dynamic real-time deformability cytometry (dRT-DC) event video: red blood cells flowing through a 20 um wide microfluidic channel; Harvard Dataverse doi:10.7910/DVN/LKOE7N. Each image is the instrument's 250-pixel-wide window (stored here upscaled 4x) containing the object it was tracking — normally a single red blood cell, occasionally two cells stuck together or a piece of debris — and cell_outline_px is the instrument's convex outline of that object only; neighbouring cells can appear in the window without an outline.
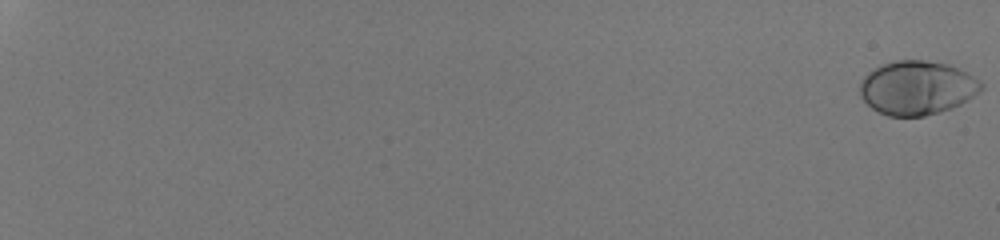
{"species": "human", "species_latin": "Homo sapiens", "temperature_condition": "room temperature", "stored_images_in_passage": 56, "camera_frame_rate_fps": 3000, "um_per_image_px": 0.085, "donor": {"sex": "male"}, "frame": {"image": 1, "passage_image": 1, "time_ms": 0.0, "image_size_px": [1000, 240], "cell_outline_px": [[984, 88], [980, 92], [960, 104], [952, 108], [924, 116], [888, 116], [872, 108], [860, 96], [860, 80], [872, 68], [880, 64], [896, 60], [924, 60], [948, 64], [968, 72], [980, 80], [984, 84]], "centroid_in_image_um": [77.96, 7.45], "position_along_channel_um": 7.0, "area_um2": 38.44}}
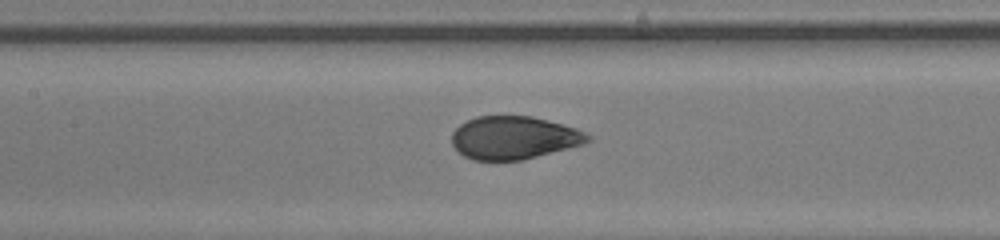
{"frame": {"image": 2, "passage_image": 33, "time_ms": 10.667, "image_size_px": [1000, 240], "cell_outline_px": [[592, 140], [584, 144], [520, 160], [472, 160], [464, 156], [452, 144], [452, 132], [460, 124], [476, 116], [532, 116], [564, 124], [576, 128], [592, 136]], "centroid_in_image_um": [43.69, 11.7], "position_along_channel_um": 163.7, "area_um2": 33.99}}
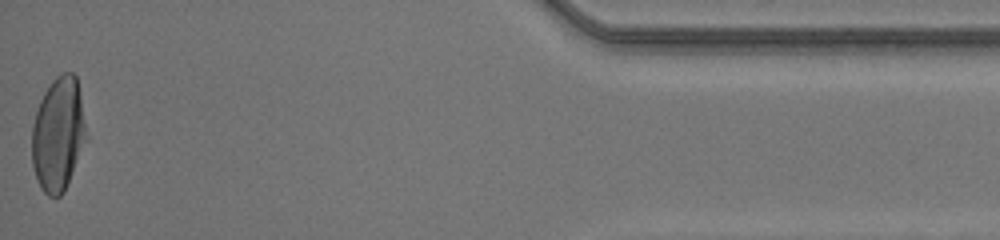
{"frame": {"image": 3, "passage_image": 56, "time_ms": 18.333, "image_size_px": [1000, 240], "cell_outline_px": [[88, 140], [64, 192], [60, 196], [48, 196], [40, 188], [32, 164], [32, 124], [40, 100], [44, 92], [52, 80], [56, 76], [64, 72], [72, 72], [76, 76], [80, 92], [88, 136]], "centroid_in_image_um": [4.97, 11.41], "position_along_channel_um": 430.2, "area_um2": 36.59}, "authors_computed_cell_mechanics": {"area_um2": 35.9805, "velocity_mm_per_s": 4.2133, "shape_relaxation_time_tau1_ms": 3.5425, "shape_relaxation_time_tau2_ms": null, "deformation_change_tau1": 0.188, "deformation_change_tau2": null}}